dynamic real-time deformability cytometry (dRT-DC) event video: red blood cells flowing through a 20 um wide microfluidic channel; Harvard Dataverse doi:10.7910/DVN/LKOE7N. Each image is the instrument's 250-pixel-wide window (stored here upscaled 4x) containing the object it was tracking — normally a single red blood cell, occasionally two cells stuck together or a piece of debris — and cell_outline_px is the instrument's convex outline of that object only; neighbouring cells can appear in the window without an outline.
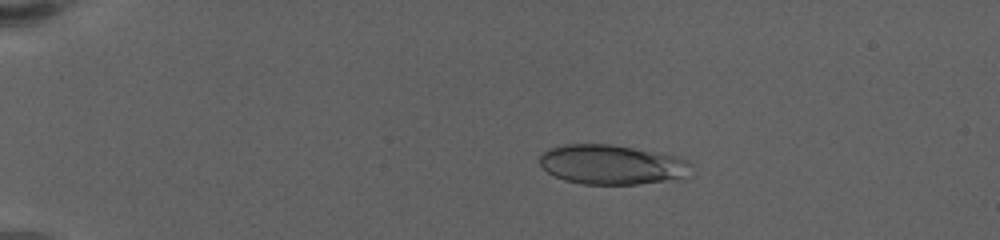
{"species": "human", "species_latin": "Homo sapiens", "temperature_condition": "warm", "stored_images_in_passage": 57, "camera_frame_rate_fps": 3000, "um_per_image_px": 0.085, "donor": {"sex": "female"}, "frame": {"image": 1, "passage_image": 10, "time_ms": 3.0, "image_size_px": [1000, 240], "cell_outline_px": [[692, 164], [680, 176], [664, 180], [640, 184], [580, 184], [564, 180], [548, 172], [540, 164], [540, 156], [544, 152], [552, 148], [564, 144], [608, 144], [660, 152], [676, 156]], "centroid_in_image_um": [51.92, 13.98], "position_along_channel_um": 33.1, "area_um2": 34.28}}
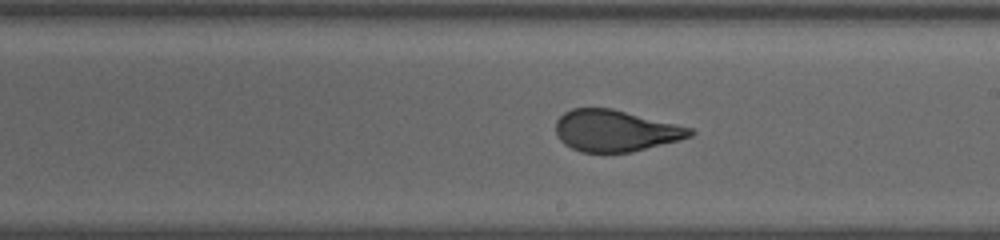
{"frame": {"image": 2, "passage_image": 34, "time_ms": 11.0, "image_size_px": [1000, 240], "cell_outline_px": [[696, 132], [692, 136], [680, 140], [632, 152], [580, 152], [564, 144], [560, 140], [556, 132], [556, 120], [564, 112], [572, 108], [612, 108], [692, 128]], "centroid_in_image_um": [52.31, 11.11], "position_along_channel_um": 236.7, "area_um2": 32.48}}
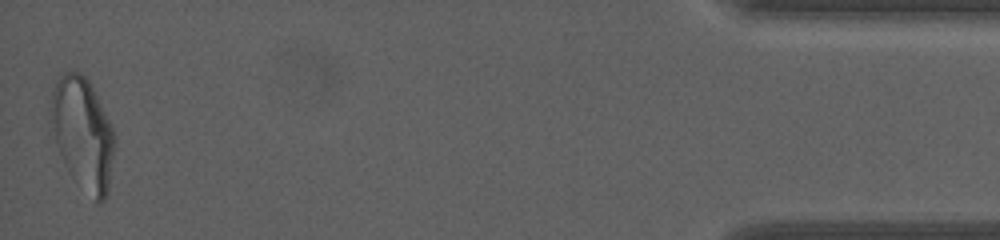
{"frame": {"image": 3, "passage_image": 57, "time_ms": 18.667, "image_size_px": [1000, 240], "cell_outline_px": [[112, 156], [108, 192], [104, 200], [100, 204], [96, 204], [68, 172], [60, 152], [56, 140], [52, 116], [52, 92], [56, 80], [60, 76], [68, 72], [80, 72], [88, 80], [112, 128]], "centroid_in_image_um": [7.04, 11.4], "position_along_channel_um": 428.2, "area_um2": 40.06}, "authors_computed_cell_mechanics": {"area_um2": 34.4488, "velocity_mm_per_s": 3.5076, "shape_relaxation_time_tau1_ms": 8.463, "shape_relaxation_time_tau2_ms": null, "deformation_change_tau1": 0.2695, "deformation_change_tau2": null}}